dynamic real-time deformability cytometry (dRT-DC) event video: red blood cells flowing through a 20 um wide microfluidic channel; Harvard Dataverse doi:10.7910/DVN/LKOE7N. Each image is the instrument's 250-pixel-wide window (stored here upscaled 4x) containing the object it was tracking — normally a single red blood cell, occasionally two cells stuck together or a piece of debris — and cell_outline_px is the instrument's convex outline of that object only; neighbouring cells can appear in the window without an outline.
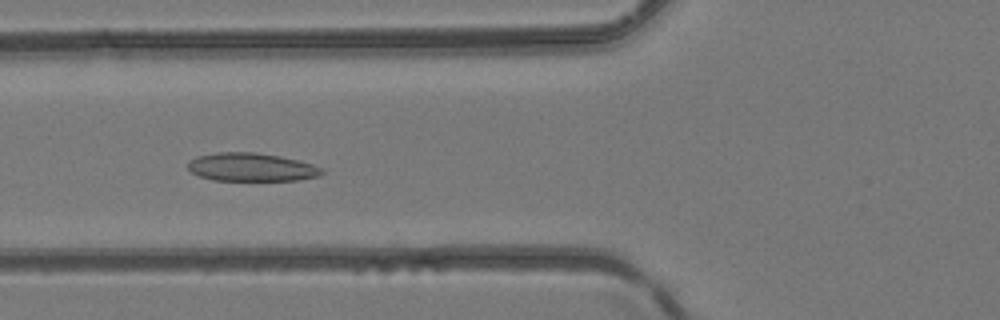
{"species": "common noctule bat (a hibernating species)", "species_latin": "Nyctalus noctula", "temperature_condition": "room temperature", "stored_images_in_passage": 14, "camera_frame_rate_fps": 3000, "um_per_image_px": 0.085, "animal": {"sex": "female", "body_mass_g": 24.6, "forearm_length_mm": 56.2}, "frame": {"image": 1, "passage_image": 3, "time_ms": 0.667, "image_size_px": [1000, 320], "cell_outline_px": [[324, 172], [320, 176], [300, 180], [212, 180], [200, 176], [192, 172], [188, 168], [188, 160], [196, 156], [216, 152], [256, 152], [280, 156], [312, 164], [324, 168]], "centroid_in_image_um": [21.37, 14.2], "position_along_channel_um": 104.4, "area_um2": 22.2}}
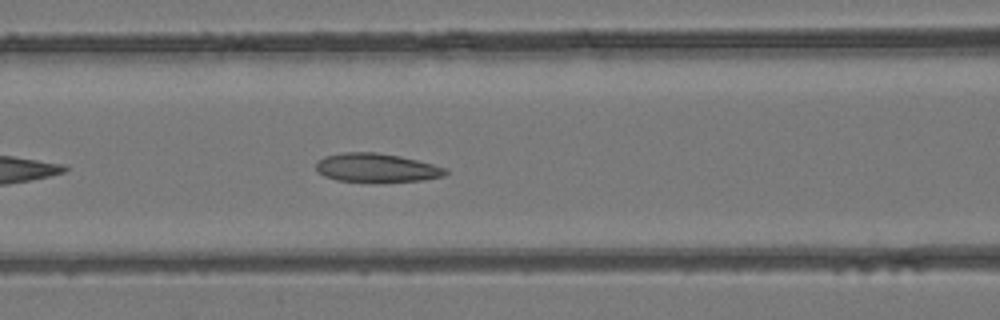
{"frame": {"image": 2, "passage_image": 5, "time_ms": 1.333, "image_size_px": [1000, 320], "cell_outline_px": [[448, 172], [444, 176], [424, 180], [336, 180], [324, 176], [316, 168], [316, 160], [324, 156], [344, 152], [376, 152], [400, 156], [448, 168]], "centroid_in_image_um": [32.0, 14.23], "position_along_channel_um": 134.6, "area_um2": 21.15}}
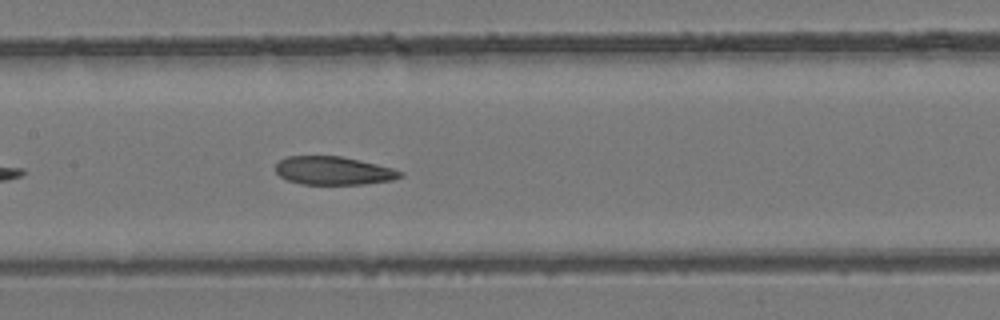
{"frame": {"image": 3, "passage_image": 8, "time_ms": 2.333, "image_size_px": [1000, 320], "cell_outline_px": [[404, 176], [392, 180], [364, 184], [300, 184], [288, 180], [280, 176], [276, 172], [276, 164], [280, 160], [288, 156], [340, 156], [360, 160], [392, 168], [404, 172]], "centroid_in_image_um": [28.36, 14.51], "position_along_channel_um": 179.0, "area_um2": 20.52}}